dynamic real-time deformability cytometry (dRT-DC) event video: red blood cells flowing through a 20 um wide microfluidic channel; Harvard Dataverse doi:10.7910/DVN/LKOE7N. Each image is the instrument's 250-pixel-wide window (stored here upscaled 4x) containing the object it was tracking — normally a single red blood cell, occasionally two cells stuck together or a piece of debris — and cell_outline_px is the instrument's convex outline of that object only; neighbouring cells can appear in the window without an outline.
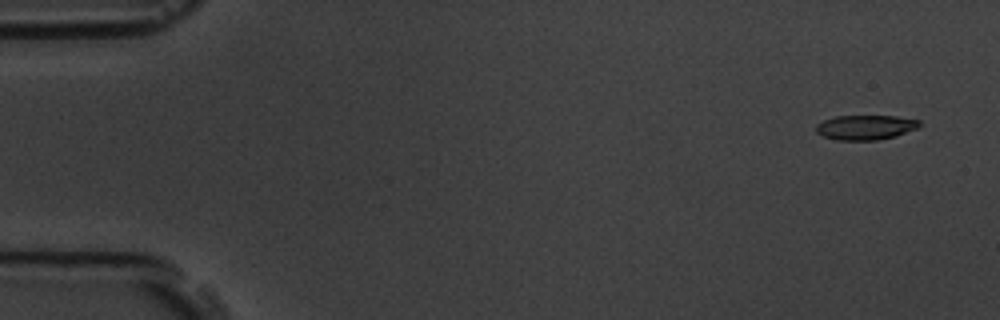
{"species": "common noctule bat (a hibernating species)", "species_latin": "Nyctalus noctula", "temperature_condition": "room temperature", "stored_images_in_passage": 5, "camera_frame_rate_fps": 3000, "um_per_image_px": 0.085, "animal": {"sex": "male", "body_mass_g": 19.5, "forearm_length_mm": 54.6}, "frame": {"image": 1, "passage_image": 1, "time_ms": 0.0, "image_size_px": [1000, 320], "cell_outline_px": [[920, 124], [916, 128], [896, 136], [876, 140], [836, 140], [824, 136], [816, 132], [816, 124], [824, 120], [836, 116], [896, 116], [920, 120]], "centroid_in_image_um": [73.55, 10.82], "position_along_channel_um": 11.5, "area_um2": 14.8}}
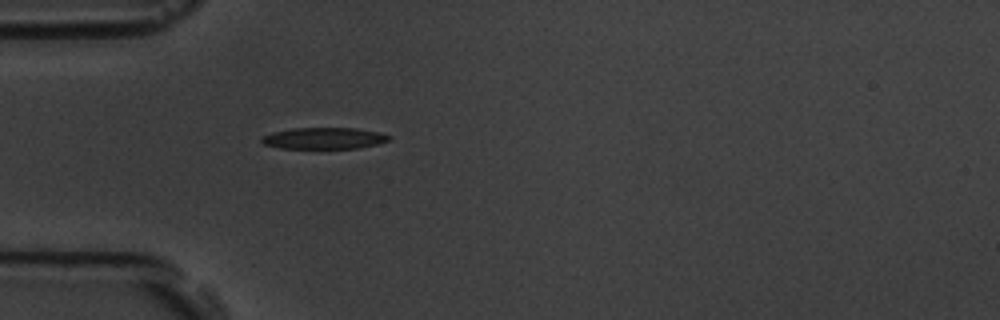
{"frame": {"image": 2, "passage_image": 5, "time_ms": 4.667, "image_size_px": [1000, 320], "cell_outline_px": [[392, 136], [388, 140], [376, 144], [360, 148], [280, 148], [264, 144], [260, 140], [260, 136], [272, 132], [292, 128], [356, 128], [380, 132]], "centroid_in_image_um": [27.52, 11.74], "position_along_channel_um": 57.5, "area_um2": 15.95}}